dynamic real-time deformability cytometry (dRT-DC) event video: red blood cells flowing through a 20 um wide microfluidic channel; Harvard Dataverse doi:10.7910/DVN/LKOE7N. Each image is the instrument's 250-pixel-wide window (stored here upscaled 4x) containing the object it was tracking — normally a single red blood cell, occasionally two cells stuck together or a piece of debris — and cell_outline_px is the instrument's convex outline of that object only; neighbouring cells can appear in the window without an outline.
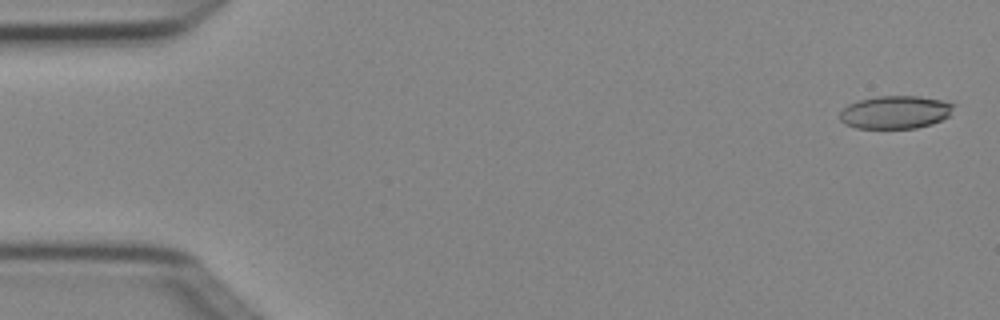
{"species": "Egyptian fruit bat (a non-hibernating species)", "species_latin": "Rousettus aegyptiacus", "temperature_condition": "cold", "stored_images_in_passage": 7, "camera_frame_rate_fps": 3000, "um_per_image_px": 0.085, "animal": {"sex": "female"}, "frame": {"image": 1, "passage_image": 1, "time_ms": 0.0, "image_size_px": [1000, 320], "cell_outline_px": [[956, 104], [948, 116], [932, 124], [916, 128], [856, 128], [844, 124], [840, 120], [840, 112], [848, 104], [856, 100], [876, 96], [920, 96], [940, 100]], "centroid_in_image_um": [76.07, 9.53], "position_along_channel_um": 8.9, "area_um2": 21.96}}
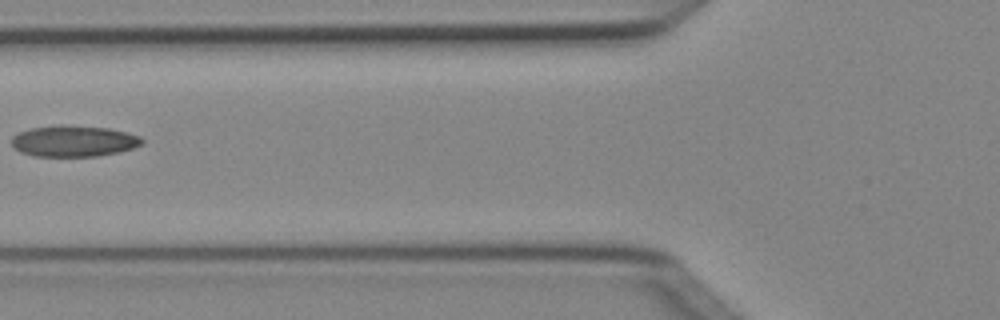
{"frame": {"image": 2, "passage_image": 6, "time_ms": 1.667, "image_size_px": [1000, 320], "cell_outline_px": [[144, 144], [136, 148], [120, 152], [96, 156], [36, 156], [20, 152], [12, 144], [12, 136], [20, 132], [32, 128], [60, 124], [64, 124], [108, 128], [128, 132], [140, 136], [144, 140]], "centroid_in_image_um": [6.33, 11.98], "position_along_channel_um": 119.5, "area_um2": 23.93}}
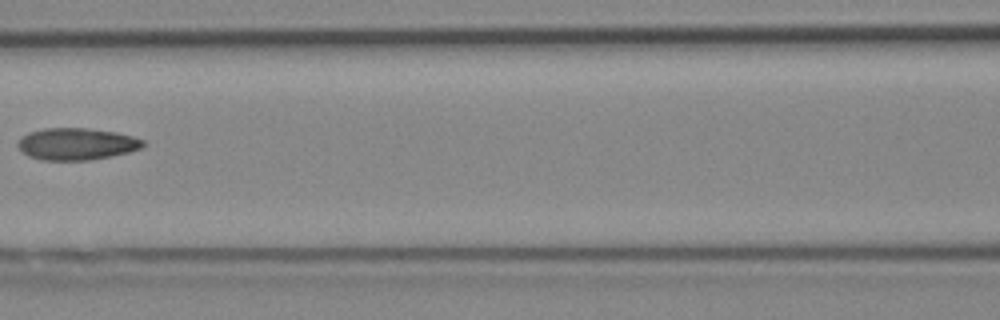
{"frame": {"image": 3, "passage_image": 7, "time_ms": 2.0, "image_size_px": [1000, 320], "cell_outline_px": [[148, 144], [140, 148], [128, 152], [112, 156], [88, 160], [40, 160], [28, 156], [16, 144], [28, 132], [44, 128], [88, 128], [116, 132], [132, 136], [144, 140]], "centroid_in_image_um": [6.54, 12.23], "position_along_channel_um": 160.1, "area_um2": 23.29}}